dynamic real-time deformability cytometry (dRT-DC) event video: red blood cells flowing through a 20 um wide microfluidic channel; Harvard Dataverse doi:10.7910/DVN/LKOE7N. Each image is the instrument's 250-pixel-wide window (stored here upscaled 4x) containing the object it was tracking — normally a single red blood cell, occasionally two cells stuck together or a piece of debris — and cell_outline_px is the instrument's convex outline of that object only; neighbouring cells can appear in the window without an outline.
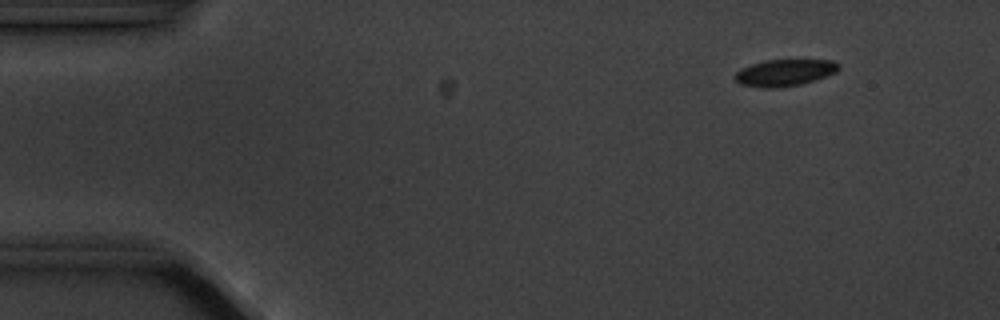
{"species": "common noctule bat (a hibernating species)", "species_latin": "Nyctalus noctula", "temperature_condition": "cold", "stored_images_in_passage": 5, "camera_frame_rate_fps": 3000, "um_per_image_px": 0.085, "animal": {"sex": "male", "body_mass_g": 20.1, "forearm_length_mm": 53.5}, "frame": {"image": 1, "passage_image": 2, "time_ms": 1.0, "image_size_px": [1000, 320], "cell_outline_px": [[840, 68], [836, 72], [800, 84], [772, 88], [764, 88], [740, 84], [732, 76], [740, 68], [764, 60], [832, 60], [840, 64]], "centroid_in_image_um": [66.65, 6.16], "position_along_channel_um": 18.3, "area_um2": 16.01}}